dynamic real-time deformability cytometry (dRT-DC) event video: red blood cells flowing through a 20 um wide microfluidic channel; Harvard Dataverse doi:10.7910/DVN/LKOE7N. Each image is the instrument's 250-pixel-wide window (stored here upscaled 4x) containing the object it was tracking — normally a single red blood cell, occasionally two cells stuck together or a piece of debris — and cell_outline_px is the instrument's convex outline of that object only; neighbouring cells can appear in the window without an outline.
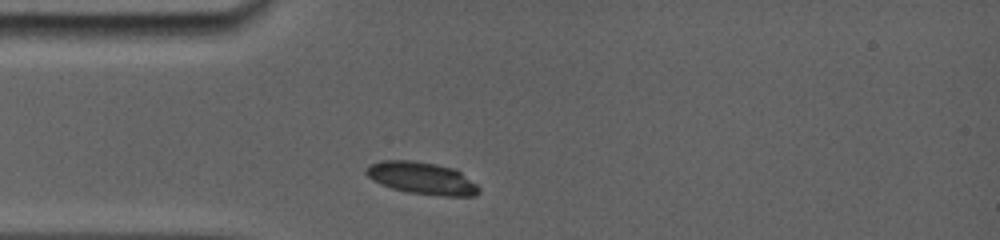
{"species": "common noctule bat (a hibernating species)", "species_latin": "Nyctalus noctula", "temperature_condition": "room temperature", "stored_images_in_passage": 6, "camera_frame_rate_fps": 5000, "um_per_image_px": 0.085, "animal": {"sex": "female", "body_mass_g": 19.0, "forearm_length_mm": 56.7}, "frame": {"image": 1, "passage_image": 1, "time_ms": 0.0, "image_size_px": [1000, 240], "cell_outline_px": [[480, 192], [476, 196], [444, 196], [408, 192], [392, 188], [380, 184], [372, 180], [364, 172], [364, 168], [368, 164], [384, 160], [412, 160], [436, 164], [456, 168], [476, 184], [480, 188]], "centroid_in_image_um": [35.85, 15.14], "position_along_channel_um": 49.2, "area_um2": 21.39}}
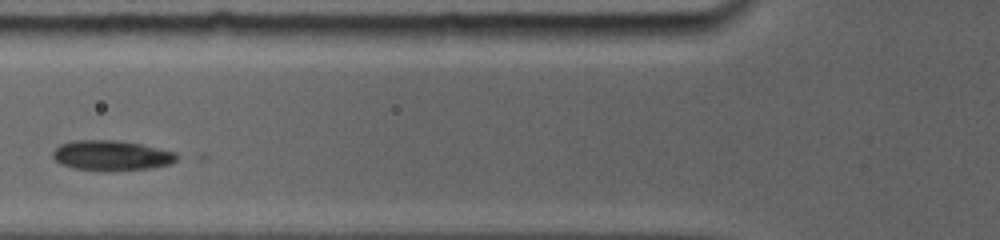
{"frame": {"image": 2, "passage_image": 4, "time_ms": 2.0, "image_size_px": [1000, 240], "cell_outline_px": [[176, 160], [168, 164], [152, 168], [108, 172], [96, 172], [72, 168], [60, 164], [52, 156], [52, 152], [60, 144], [80, 140], [112, 140], [140, 144], [172, 152], [176, 156]], "centroid_in_image_um": [9.39, 13.25], "position_along_channel_um": 116.4, "area_um2": 21.79}}
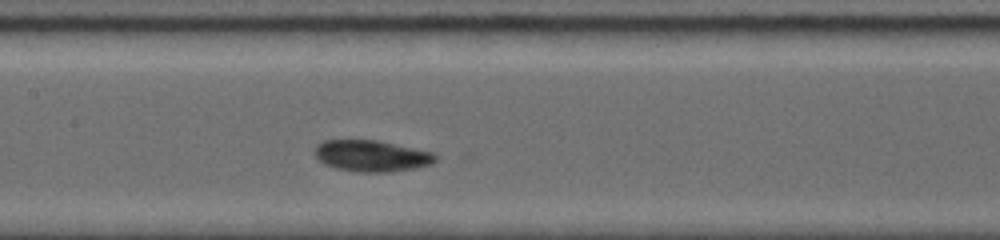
{"frame": {"image": 3, "passage_image": 6, "time_ms": 3.6, "image_size_px": [1000, 240], "cell_outline_px": [[436, 160], [432, 164], [416, 168], [388, 172], [356, 172], [336, 168], [324, 164], [316, 156], [316, 148], [324, 140], [372, 140], [432, 152], [436, 156]], "centroid_in_image_um": [31.59, 13.27], "position_along_channel_um": 175.8, "area_um2": 21.62}}